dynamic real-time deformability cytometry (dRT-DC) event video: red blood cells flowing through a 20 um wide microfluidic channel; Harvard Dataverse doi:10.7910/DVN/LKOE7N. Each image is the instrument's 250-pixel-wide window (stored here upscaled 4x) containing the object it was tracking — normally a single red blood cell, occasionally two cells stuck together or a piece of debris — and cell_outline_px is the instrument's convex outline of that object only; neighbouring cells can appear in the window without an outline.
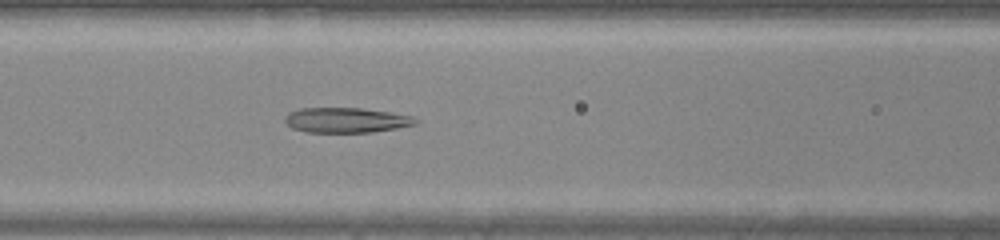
{"species": "common noctule bat (a hibernating species)", "species_latin": "Nyctalus noctula", "temperature_condition": "warm", "stored_images_in_passage": 45, "segment_of_instrument_passage": [2, 2], "camera_frame_rate_fps": 3000, "um_per_image_px": 0.085, "animal": {"sex": "male", "body_mass_g": 20.0, "forearm_length_mm": 53.3}, "frame": {"image": 1, "passage_image": 20, "time_ms": 6.333, "image_size_px": [1000, 240], "cell_outline_px": [[420, 120], [416, 124], [396, 128], [372, 132], [304, 132], [292, 128], [284, 120], [284, 116], [288, 112], [300, 108], [360, 108], [392, 112], [412, 116]], "centroid_in_image_um": [29.42, 10.21], "position_along_channel_um": 137.2, "area_um2": 19.19}}
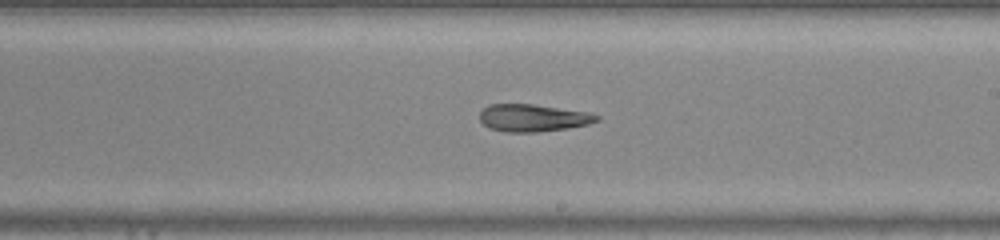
{"frame": {"image": 2, "passage_image": 27, "time_ms": 8.667, "image_size_px": [1000, 240], "cell_outline_px": [[600, 120], [588, 124], [568, 128], [536, 132], [504, 132], [488, 128], [480, 120], [480, 112], [488, 104], [532, 104], [588, 112], [600, 116]], "centroid_in_image_um": [45.29, 10.02], "position_along_channel_um": 243.7, "area_um2": 18.67}}
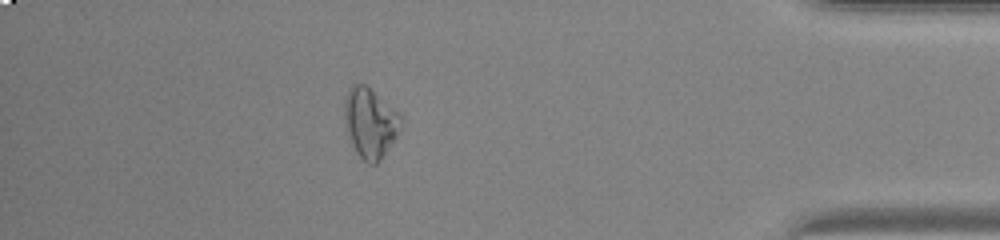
{"frame": {"image": 3, "passage_image": 40, "time_ms": 13.0, "image_size_px": [1000, 240], "cell_outline_px": [[404, 124], [380, 160], [376, 164], [368, 164], [356, 152], [352, 144], [344, 124], [344, 96], [348, 88], [352, 84], [364, 84], [400, 112], [404, 116]], "centroid_in_image_um": [31.48, 10.41], "position_along_channel_um": 403.7, "area_um2": 23.29}}